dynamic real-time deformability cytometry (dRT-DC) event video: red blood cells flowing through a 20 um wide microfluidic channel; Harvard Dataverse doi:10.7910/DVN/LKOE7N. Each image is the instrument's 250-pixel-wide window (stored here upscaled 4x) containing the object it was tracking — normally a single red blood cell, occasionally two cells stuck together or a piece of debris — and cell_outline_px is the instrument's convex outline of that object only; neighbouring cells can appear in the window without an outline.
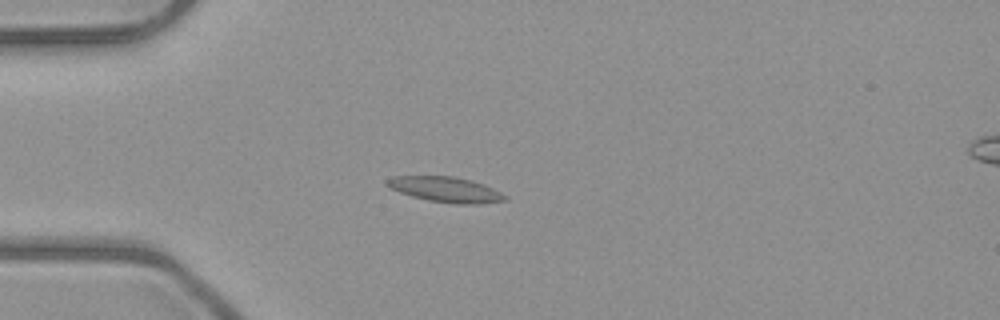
{"species": "common noctule bat (a hibernating species)", "species_latin": "Nyctalus noctula", "temperature_condition": "room temperature", "stored_images_in_passage": 4, "camera_frame_rate_fps": 3000, "um_per_image_px": 0.085, "animal": {"sex": "male", "body_mass_g": 23.1, "forearm_length_mm": 52.7}, "frame": {"image": 1, "passage_image": 3, "time_ms": 3.333, "image_size_px": [1000, 320], "cell_outline_px": [[508, 200], [480, 204], [456, 204], [428, 200], [412, 196], [400, 192], [384, 184], [384, 180], [392, 176], [456, 176], [484, 184], [508, 196]], "centroid_in_image_um": [37.89, 16.1], "position_along_channel_um": 47.1, "area_um2": 17.51}}